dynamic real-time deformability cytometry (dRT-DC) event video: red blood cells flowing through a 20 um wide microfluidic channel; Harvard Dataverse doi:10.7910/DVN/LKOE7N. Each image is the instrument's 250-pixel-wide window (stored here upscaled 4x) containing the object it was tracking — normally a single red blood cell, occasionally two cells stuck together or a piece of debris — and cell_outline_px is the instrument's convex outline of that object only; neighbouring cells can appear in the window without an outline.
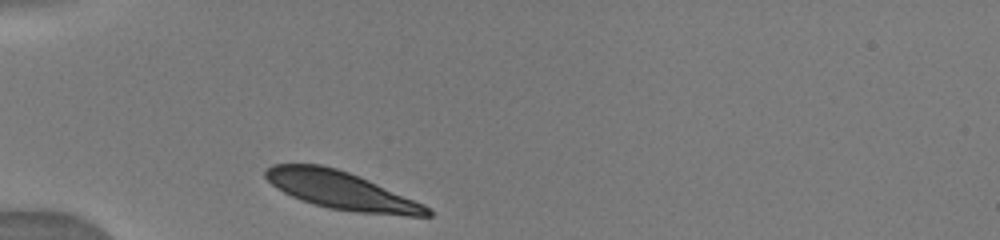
{"species": "human", "species_latin": "Homo sapiens", "temperature_condition": "warm", "stored_images_in_passage": 30, "camera_frame_rate_fps": 3000, "um_per_image_px": 0.085, "donor": {"sex": "male"}, "frame": {"image": 1, "passage_image": 1, "time_ms": 0.0, "image_size_px": [1000, 240], "cell_outline_px": [[432, 216], [404, 216], [356, 212], [328, 208], [292, 196], [276, 188], [264, 176], [264, 172], [272, 164], [320, 164], [336, 168], [360, 176], [424, 204], [432, 212]], "centroid_in_image_um": [29.02, 16.19], "position_along_channel_um": 56.0, "area_um2": 35.43}}
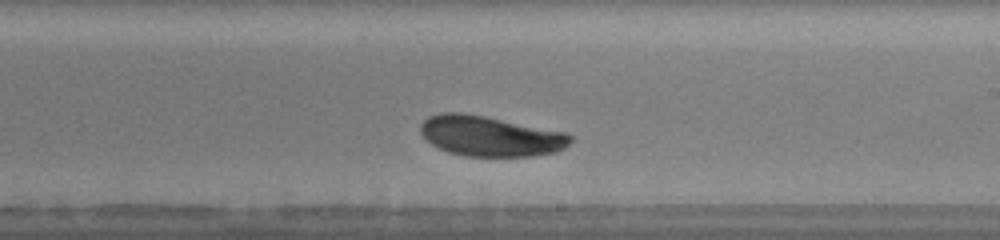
{"frame": {"image": 2, "passage_image": 17, "time_ms": 5.333, "image_size_px": [1000, 240], "cell_outline_px": [[572, 140], [564, 148], [556, 152], [532, 156], [464, 156], [448, 152], [432, 144], [420, 132], [420, 124], [428, 116], [440, 112], [460, 112], [484, 116], [568, 132], [572, 136]], "centroid_in_image_um": [41.68, 11.56], "position_along_channel_um": 247.3, "area_um2": 35.32}}
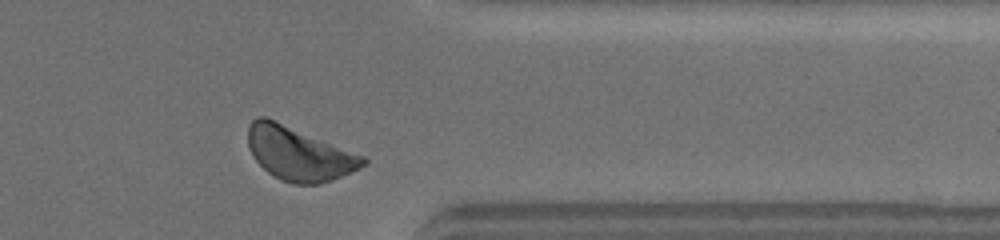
{"frame": {"image": 3, "passage_image": 29, "time_ms": 9.0, "image_size_px": [1000, 240], "cell_outline_px": [[368, 164], [352, 172], [332, 180], [320, 184], [292, 184], [280, 180], [268, 172], [252, 156], [248, 148], [248, 124], [256, 116], [264, 116], [364, 156], [368, 160]], "centroid_in_image_um": [25.39, 13.08], "position_along_channel_um": 386.0, "area_um2": 35.78}}